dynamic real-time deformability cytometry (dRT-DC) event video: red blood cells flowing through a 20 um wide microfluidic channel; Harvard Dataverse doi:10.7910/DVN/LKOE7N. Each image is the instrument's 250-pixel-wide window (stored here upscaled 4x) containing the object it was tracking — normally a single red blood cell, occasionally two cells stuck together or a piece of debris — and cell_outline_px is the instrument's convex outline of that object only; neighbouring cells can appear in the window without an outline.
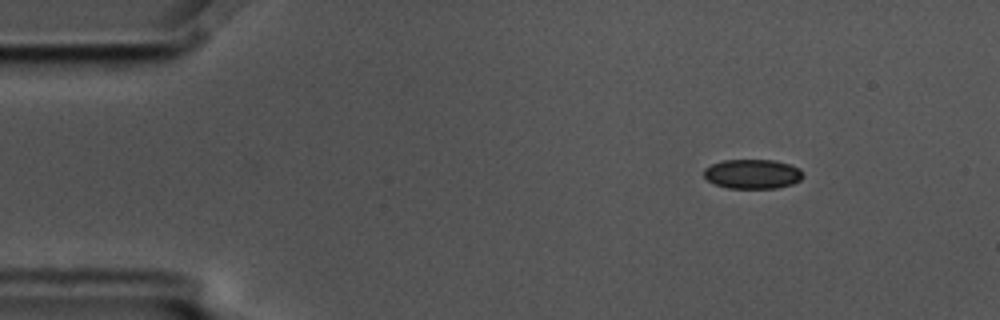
{"species": "common noctule bat (a hibernating species)", "species_latin": "Nyctalus noctula", "temperature_condition": "cold", "stored_images_in_passage": 48, "camera_frame_rate_fps": 3000, "um_per_image_px": 0.085, "animal": {"sex": "male", "body_mass_g": 17.5, "forearm_length_mm": 52.3}, "frame": {"image": 1, "passage_image": 2, "time_ms": 0.333, "image_size_px": [1000, 320], "cell_outline_px": [[804, 176], [800, 180], [792, 184], [776, 188], [728, 188], [716, 184], [708, 180], [704, 176], [704, 168], [712, 164], [724, 160], [772, 160], [788, 164], [800, 168], [804, 172]], "centroid_in_image_um": [63.99, 14.79], "position_along_channel_um": 21.0, "area_um2": 16.99}}
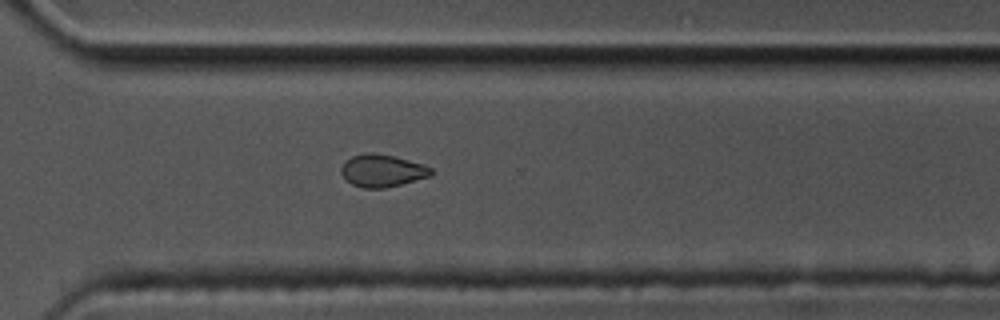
{"frame": {"image": 2, "passage_image": 35, "time_ms": 11.333, "image_size_px": [1000, 320], "cell_outline_px": [[432, 176], [384, 188], [364, 188], [352, 184], [340, 172], [340, 168], [344, 160], [352, 156], [368, 152], [372, 152], [392, 156], [424, 164], [432, 168]], "centroid_in_image_um": [32.48, 14.5], "position_along_channel_um": 338.1, "area_um2": 16.94}}
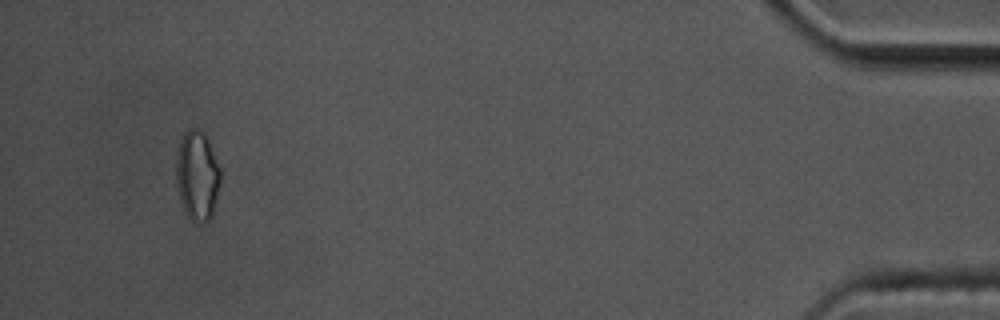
{"frame": {"image": 3, "passage_image": 48, "time_ms": 15.667, "image_size_px": [1000, 320], "cell_outline_px": [[220, 184], [212, 216], [208, 220], [196, 224], [184, 212], [180, 200], [176, 184], [176, 152], [180, 140], [184, 132], [188, 128], [196, 128], [204, 132], [208, 140], [220, 168]], "centroid_in_image_um": [16.75, 14.92], "position_along_channel_um": 418.5, "area_um2": 23.41}, "authors_computed_cell_mechanics": {"area_um2": 17.1088, "velocity_mm_per_s": 3.5734, "shape_relaxation_time_tau1_ms": 7.3898, "shape_relaxation_time_tau2_ms": 6.4989, "deformation_change_tau1": 0.0524, "deformation_change_tau2": 0.1004}}